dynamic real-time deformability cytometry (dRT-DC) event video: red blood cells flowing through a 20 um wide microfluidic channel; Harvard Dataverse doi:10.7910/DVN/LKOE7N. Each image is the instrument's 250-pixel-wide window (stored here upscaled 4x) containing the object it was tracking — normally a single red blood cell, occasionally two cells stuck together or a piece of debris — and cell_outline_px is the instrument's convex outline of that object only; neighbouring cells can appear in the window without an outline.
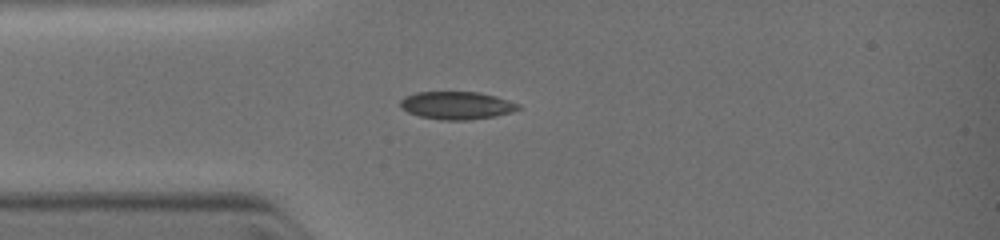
{"species": "common noctule bat (a hibernating species)", "species_latin": "Nyctalus noctula", "temperature_condition": "warm", "stored_images_in_passage": 2, "camera_frame_rate_fps": 3000, "um_per_image_px": 0.085, "animal": {"sex": "female", "body_mass_g": 19.0, "forearm_length_mm": 51.5}, "frame": {"image": 1, "passage_image": 2, "time_ms": 1.333, "image_size_px": [1000, 240], "cell_outline_px": [[520, 108], [508, 112], [492, 116], [468, 120], [444, 120], [420, 116], [408, 112], [400, 104], [400, 100], [404, 96], [416, 92], [480, 92], [496, 96], [520, 104]], "centroid_in_image_um": [38.8, 8.94], "position_along_channel_um": 46.2, "area_um2": 18.84}}